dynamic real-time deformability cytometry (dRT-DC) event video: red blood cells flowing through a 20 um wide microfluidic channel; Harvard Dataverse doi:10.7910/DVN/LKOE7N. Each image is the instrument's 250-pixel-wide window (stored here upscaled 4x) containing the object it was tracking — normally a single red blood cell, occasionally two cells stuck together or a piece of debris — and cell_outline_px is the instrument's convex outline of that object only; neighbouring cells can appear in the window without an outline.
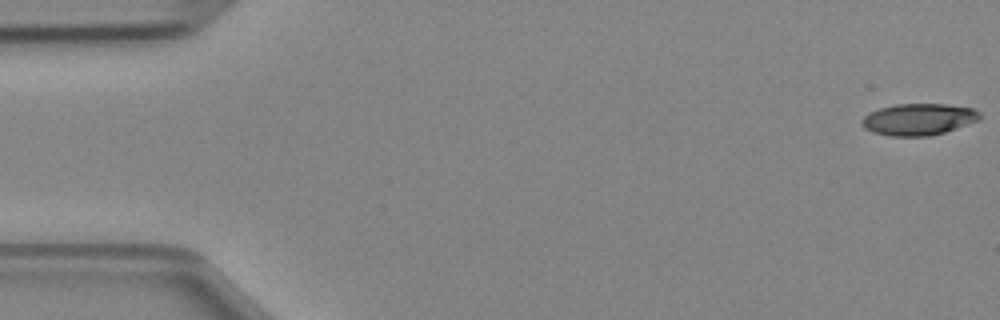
{"species": "Egyptian fruit bat (a non-hibernating species)", "species_latin": "Rousettus aegyptiacus", "temperature_condition": "cold", "stored_images_in_passage": 47, "camera_frame_rate_fps": 3000, "um_per_image_px": 0.085, "animal": {"sex": "female"}, "frame": {"image": 1, "passage_image": 1, "time_ms": 0.0, "image_size_px": [1000, 320], "cell_outline_px": [[980, 120], [944, 132], [928, 136], [892, 136], [872, 132], [864, 128], [860, 124], [860, 120], [868, 112], [880, 108], [896, 104], [944, 104], [972, 108], [980, 112]], "centroid_in_image_um": [78.04, 10.14], "position_along_channel_um": 7.0, "area_um2": 21.79}}
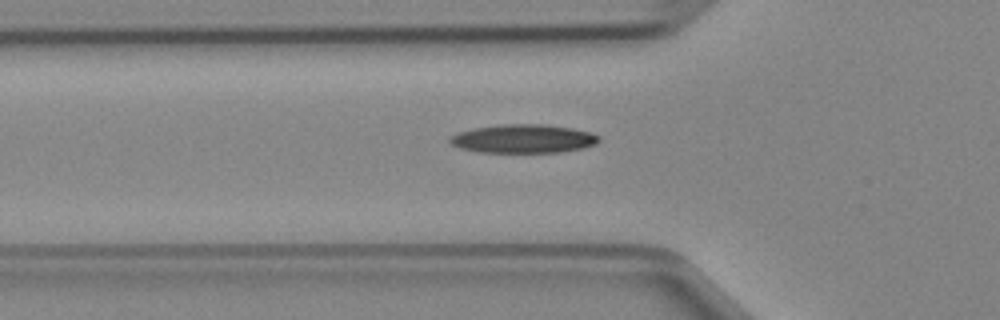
{"frame": {"image": 2, "passage_image": 16, "time_ms": 5.0, "image_size_px": [1000, 320], "cell_outline_px": [[600, 140], [596, 144], [584, 148], [560, 152], [480, 152], [460, 148], [452, 144], [448, 140], [448, 136], [456, 132], [472, 128], [504, 124], [540, 124], [572, 128], [592, 132], [600, 136]], "centroid_in_image_um": [44.47, 11.79], "position_along_channel_um": 81.3, "area_um2": 25.03}}
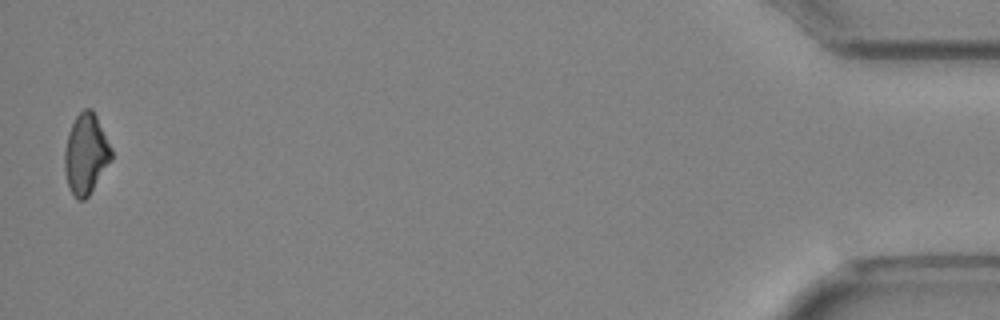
{"frame": {"image": 3, "passage_image": 47, "time_ms": 15.333, "image_size_px": [1000, 320], "cell_outline_px": [[112, 160], [88, 196], [84, 200], [76, 200], [68, 188], [64, 168], [64, 152], [68, 132], [76, 116], [84, 108], [92, 108], [112, 148]], "centroid_in_image_um": [7.29, 13.11], "position_along_channel_um": 427.9, "area_um2": 22.02}}